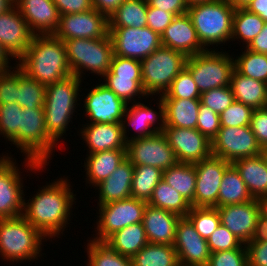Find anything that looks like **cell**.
<instances>
[{
    "label": "cell",
    "instance_id": "1",
    "mask_svg": "<svg viewBox=\"0 0 267 266\" xmlns=\"http://www.w3.org/2000/svg\"><path fill=\"white\" fill-rule=\"evenodd\" d=\"M67 181L60 178L38 190L32 200L29 199L27 203L24 200L22 216L45 237H58L69 224L70 208L76 195L71 192V185Z\"/></svg>",
    "mask_w": 267,
    "mask_h": 266
},
{
    "label": "cell",
    "instance_id": "2",
    "mask_svg": "<svg viewBox=\"0 0 267 266\" xmlns=\"http://www.w3.org/2000/svg\"><path fill=\"white\" fill-rule=\"evenodd\" d=\"M16 65L29 77L48 86L72 74L64 41L54 34L34 35Z\"/></svg>",
    "mask_w": 267,
    "mask_h": 266
},
{
    "label": "cell",
    "instance_id": "3",
    "mask_svg": "<svg viewBox=\"0 0 267 266\" xmlns=\"http://www.w3.org/2000/svg\"><path fill=\"white\" fill-rule=\"evenodd\" d=\"M81 78L71 74L46 86L44 114L49 136L57 142L64 133L76 107Z\"/></svg>",
    "mask_w": 267,
    "mask_h": 266
},
{
    "label": "cell",
    "instance_id": "4",
    "mask_svg": "<svg viewBox=\"0 0 267 266\" xmlns=\"http://www.w3.org/2000/svg\"><path fill=\"white\" fill-rule=\"evenodd\" d=\"M235 9L228 0H214L188 8L192 24L202 46L225 43L231 39Z\"/></svg>",
    "mask_w": 267,
    "mask_h": 266
},
{
    "label": "cell",
    "instance_id": "5",
    "mask_svg": "<svg viewBox=\"0 0 267 266\" xmlns=\"http://www.w3.org/2000/svg\"><path fill=\"white\" fill-rule=\"evenodd\" d=\"M55 144L46 129L43 107L23 108L20 113L19 148L27 157L28 170L44 168Z\"/></svg>",
    "mask_w": 267,
    "mask_h": 266
},
{
    "label": "cell",
    "instance_id": "6",
    "mask_svg": "<svg viewBox=\"0 0 267 266\" xmlns=\"http://www.w3.org/2000/svg\"><path fill=\"white\" fill-rule=\"evenodd\" d=\"M45 236L22 215L0 218V255L10 262L36 259Z\"/></svg>",
    "mask_w": 267,
    "mask_h": 266
},
{
    "label": "cell",
    "instance_id": "7",
    "mask_svg": "<svg viewBox=\"0 0 267 266\" xmlns=\"http://www.w3.org/2000/svg\"><path fill=\"white\" fill-rule=\"evenodd\" d=\"M64 43L72 74L81 78L82 69H87L104 76L110 70L114 52L109 34L100 39H68Z\"/></svg>",
    "mask_w": 267,
    "mask_h": 266
},
{
    "label": "cell",
    "instance_id": "8",
    "mask_svg": "<svg viewBox=\"0 0 267 266\" xmlns=\"http://www.w3.org/2000/svg\"><path fill=\"white\" fill-rule=\"evenodd\" d=\"M186 60L182 52L161 46L140 61L142 87L148 97L155 93L163 95L185 68Z\"/></svg>",
    "mask_w": 267,
    "mask_h": 266
},
{
    "label": "cell",
    "instance_id": "9",
    "mask_svg": "<svg viewBox=\"0 0 267 266\" xmlns=\"http://www.w3.org/2000/svg\"><path fill=\"white\" fill-rule=\"evenodd\" d=\"M211 50V51H210ZM185 68L190 72L200 93L230 85L234 58L214 49L187 57Z\"/></svg>",
    "mask_w": 267,
    "mask_h": 266
},
{
    "label": "cell",
    "instance_id": "10",
    "mask_svg": "<svg viewBox=\"0 0 267 266\" xmlns=\"http://www.w3.org/2000/svg\"><path fill=\"white\" fill-rule=\"evenodd\" d=\"M146 201L128 198L99 205L100 218L97 236L92 239L105 242L112 234L131 224L142 223Z\"/></svg>",
    "mask_w": 267,
    "mask_h": 266
},
{
    "label": "cell",
    "instance_id": "11",
    "mask_svg": "<svg viewBox=\"0 0 267 266\" xmlns=\"http://www.w3.org/2000/svg\"><path fill=\"white\" fill-rule=\"evenodd\" d=\"M212 155L227 162L257 156L262 153L250 125L221 127L211 141Z\"/></svg>",
    "mask_w": 267,
    "mask_h": 266
},
{
    "label": "cell",
    "instance_id": "12",
    "mask_svg": "<svg viewBox=\"0 0 267 266\" xmlns=\"http://www.w3.org/2000/svg\"><path fill=\"white\" fill-rule=\"evenodd\" d=\"M114 55L142 61L159 49L161 36L148 26L135 28H109Z\"/></svg>",
    "mask_w": 267,
    "mask_h": 266
},
{
    "label": "cell",
    "instance_id": "13",
    "mask_svg": "<svg viewBox=\"0 0 267 266\" xmlns=\"http://www.w3.org/2000/svg\"><path fill=\"white\" fill-rule=\"evenodd\" d=\"M103 77V84L127 104L132 100L135 103V96H147L142 87L139 60L113 55L110 70Z\"/></svg>",
    "mask_w": 267,
    "mask_h": 266
},
{
    "label": "cell",
    "instance_id": "14",
    "mask_svg": "<svg viewBox=\"0 0 267 266\" xmlns=\"http://www.w3.org/2000/svg\"><path fill=\"white\" fill-rule=\"evenodd\" d=\"M126 157L133 166H152L162 171L178 162L173 149L162 132L146 138L129 140Z\"/></svg>",
    "mask_w": 267,
    "mask_h": 266
},
{
    "label": "cell",
    "instance_id": "15",
    "mask_svg": "<svg viewBox=\"0 0 267 266\" xmlns=\"http://www.w3.org/2000/svg\"><path fill=\"white\" fill-rule=\"evenodd\" d=\"M109 34L108 18L94 8L83 13L60 15L54 33L62 41L68 39H100Z\"/></svg>",
    "mask_w": 267,
    "mask_h": 266
},
{
    "label": "cell",
    "instance_id": "16",
    "mask_svg": "<svg viewBox=\"0 0 267 266\" xmlns=\"http://www.w3.org/2000/svg\"><path fill=\"white\" fill-rule=\"evenodd\" d=\"M196 169L194 207H218V192L226 169L232 164L211 155L193 163Z\"/></svg>",
    "mask_w": 267,
    "mask_h": 266
},
{
    "label": "cell",
    "instance_id": "17",
    "mask_svg": "<svg viewBox=\"0 0 267 266\" xmlns=\"http://www.w3.org/2000/svg\"><path fill=\"white\" fill-rule=\"evenodd\" d=\"M182 163H196L212 155L211 141L196 128L164 127L162 132Z\"/></svg>",
    "mask_w": 267,
    "mask_h": 266
},
{
    "label": "cell",
    "instance_id": "18",
    "mask_svg": "<svg viewBox=\"0 0 267 266\" xmlns=\"http://www.w3.org/2000/svg\"><path fill=\"white\" fill-rule=\"evenodd\" d=\"M174 248L180 266H207L211 255L206 239H203L187 217L178 221Z\"/></svg>",
    "mask_w": 267,
    "mask_h": 266
},
{
    "label": "cell",
    "instance_id": "19",
    "mask_svg": "<svg viewBox=\"0 0 267 266\" xmlns=\"http://www.w3.org/2000/svg\"><path fill=\"white\" fill-rule=\"evenodd\" d=\"M0 158V218H13L23 213V184L12 157Z\"/></svg>",
    "mask_w": 267,
    "mask_h": 266
},
{
    "label": "cell",
    "instance_id": "20",
    "mask_svg": "<svg viewBox=\"0 0 267 266\" xmlns=\"http://www.w3.org/2000/svg\"><path fill=\"white\" fill-rule=\"evenodd\" d=\"M126 105L102 82L87 94L83 107L90 123L121 124Z\"/></svg>",
    "mask_w": 267,
    "mask_h": 266
},
{
    "label": "cell",
    "instance_id": "21",
    "mask_svg": "<svg viewBox=\"0 0 267 266\" xmlns=\"http://www.w3.org/2000/svg\"><path fill=\"white\" fill-rule=\"evenodd\" d=\"M220 223L233 233L239 241L247 244L255 231V226L260 215L256 199L241 203L217 207Z\"/></svg>",
    "mask_w": 267,
    "mask_h": 266
},
{
    "label": "cell",
    "instance_id": "22",
    "mask_svg": "<svg viewBox=\"0 0 267 266\" xmlns=\"http://www.w3.org/2000/svg\"><path fill=\"white\" fill-rule=\"evenodd\" d=\"M33 36L16 5L0 14V42L13 58L19 59L26 52Z\"/></svg>",
    "mask_w": 267,
    "mask_h": 266
},
{
    "label": "cell",
    "instance_id": "23",
    "mask_svg": "<svg viewBox=\"0 0 267 266\" xmlns=\"http://www.w3.org/2000/svg\"><path fill=\"white\" fill-rule=\"evenodd\" d=\"M163 47L182 52L190 57L206 51L198 39L196 30L187 13L175 16L161 35Z\"/></svg>",
    "mask_w": 267,
    "mask_h": 266
},
{
    "label": "cell",
    "instance_id": "24",
    "mask_svg": "<svg viewBox=\"0 0 267 266\" xmlns=\"http://www.w3.org/2000/svg\"><path fill=\"white\" fill-rule=\"evenodd\" d=\"M15 5L34 35L56 32L60 14L53 0H17Z\"/></svg>",
    "mask_w": 267,
    "mask_h": 266
},
{
    "label": "cell",
    "instance_id": "25",
    "mask_svg": "<svg viewBox=\"0 0 267 266\" xmlns=\"http://www.w3.org/2000/svg\"><path fill=\"white\" fill-rule=\"evenodd\" d=\"M180 218L176 213L147 204L142 223L148 243L174 245Z\"/></svg>",
    "mask_w": 267,
    "mask_h": 266
},
{
    "label": "cell",
    "instance_id": "26",
    "mask_svg": "<svg viewBox=\"0 0 267 266\" xmlns=\"http://www.w3.org/2000/svg\"><path fill=\"white\" fill-rule=\"evenodd\" d=\"M129 104L126 105L125 112L123 118L126 120L122 121V127H123V134L128 142L129 140H134V139H140V138H146L150 137L152 135H155L159 132H163V129L165 127V118H164V104L163 101L160 97L159 99V113L156 111L152 110L148 106H145L143 103H136L132 105V107H128ZM158 114H160L158 116ZM157 116L160 119V124L157 127H152L155 125L157 121ZM126 121H128V126H133L135 131L138 133L134 137H131V139H128L127 135V126H126Z\"/></svg>",
    "mask_w": 267,
    "mask_h": 266
},
{
    "label": "cell",
    "instance_id": "27",
    "mask_svg": "<svg viewBox=\"0 0 267 266\" xmlns=\"http://www.w3.org/2000/svg\"><path fill=\"white\" fill-rule=\"evenodd\" d=\"M81 135L89 148V154L105 150H126L127 141L122 124L87 123Z\"/></svg>",
    "mask_w": 267,
    "mask_h": 266
},
{
    "label": "cell",
    "instance_id": "28",
    "mask_svg": "<svg viewBox=\"0 0 267 266\" xmlns=\"http://www.w3.org/2000/svg\"><path fill=\"white\" fill-rule=\"evenodd\" d=\"M133 171L134 166L126 158L107 179L97 184L98 205L131 198Z\"/></svg>",
    "mask_w": 267,
    "mask_h": 266
},
{
    "label": "cell",
    "instance_id": "29",
    "mask_svg": "<svg viewBox=\"0 0 267 266\" xmlns=\"http://www.w3.org/2000/svg\"><path fill=\"white\" fill-rule=\"evenodd\" d=\"M232 164L239 171L253 199L267 194V159L263 153L238 159Z\"/></svg>",
    "mask_w": 267,
    "mask_h": 266
},
{
    "label": "cell",
    "instance_id": "30",
    "mask_svg": "<svg viewBox=\"0 0 267 266\" xmlns=\"http://www.w3.org/2000/svg\"><path fill=\"white\" fill-rule=\"evenodd\" d=\"M230 87L236 101L253 109L265 108L267 83L243 76L234 69Z\"/></svg>",
    "mask_w": 267,
    "mask_h": 266
},
{
    "label": "cell",
    "instance_id": "31",
    "mask_svg": "<svg viewBox=\"0 0 267 266\" xmlns=\"http://www.w3.org/2000/svg\"><path fill=\"white\" fill-rule=\"evenodd\" d=\"M165 127L196 128L200 99H162Z\"/></svg>",
    "mask_w": 267,
    "mask_h": 266
},
{
    "label": "cell",
    "instance_id": "32",
    "mask_svg": "<svg viewBox=\"0 0 267 266\" xmlns=\"http://www.w3.org/2000/svg\"><path fill=\"white\" fill-rule=\"evenodd\" d=\"M126 158V150H105L89 154L84 162L89 184L96 186L107 179Z\"/></svg>",
    "mask_w": 267,
    "mask_h": 266
},
{
    "label": "cell",
    "instance_id": "33",
    "mask_svg": "<svg viewBox=\"0 0 267 266\" xmlns=\"http://www.w3.org/2000/svg\"><path fill=\"white\" fill-rule=\"evenodd\" d=\"M113 250L132 258L148 244L143 223L131 224L112 234L106 241Z\"/></svg>",
    "mask_w": 267,
    "mask_h": 266
},
{
    "label": "cell",
    "instance_id": "34",
    "mask_svg": "<svg viewBox=\"0 0 267 266\" xmlns=\"http://www.w3.org/2000/svg\"><path fill=\"white\" fill-rule=\"evenodd\" d=\"M162 179L194 207L196 169L193 163L177 162L163 171Z\"/></svg>",
    "mask_w": 267,
    "mask_h": 266
},
{
    "label": "cell",
    "instance_id": "35",
    "mask_svg": "<svg viewBox=\"0 0 267 266\" xmlns=\"http://www.w3.org/2000/svg\"><path fill=\"white\" fill-rule=\"evenodd\" d=\"M253 200L242 180L239 171L231 164L225 171L219 192L218 207L241 204Z\"/></svg>",
    "mask_w": 267,
    "mask_h": 266
},
{
    "label": "cell",
    "instance_id": "36",
    "mask_svg": "<svg viewBox=\"0 0 267 266\" xmlns=\"http://www.w3.org/2000/svg\"><path fill=\"white\" fill-rule=\"evenodd\" d=\"M147 0H125L108 19L109 28L147 26Z\"/></svg>",
    "mask_w": 267,
    "mask_h": 266
},
{
    "label": "cell",
    "instance_id": "37",
    "mask_svg": "<svg viewBox=\"0 0 267 266\" xmlns=\"http://www.w3.org/2000/svg\"><path fill=\"white\" fill-rule=\"evenodd\" d=\"M131 259L133 266H180L173 245L148 243Z\"/></svg>",
    "mask_w": 267,
    "mask_h": 266
},
{
    "label": "cell",
    "instance_id": "38",
    "mask_svg": "<svg viewBox=\"0 0 267 266\" xmlns=\"http://www.w3.org/2000/svg\"><path fill=\"white\" fill-rule=\"evenodd\" d=\"M147 204L176 213L181 217H186L191 208V204L163 179L154 188Z\"/></svg>",
    "mask_w": 267,
    "mask_h": 266
},
{
    "label": "cell",
    "instance_id": "39",
    "mask_svg": "<svg viewBox=\"0 0 267 266\" xmlns=\"http://www.w3.org/2000/svg\"><path fill=\"white\" fill-rule=\"evenodd\" d=\"M163 178V171L157 167L134 166L131 184V197L148 202L154 188Z\"/></svg>",
    "mask_w": 267,
    "mask_h": 266
},
{
    "label": "cell",
    "instance_id": "40",
    "mask_svg": "<svg viewBox=\"0 0 267 266\" xmlns=\"http://www.w3.org/2000/svg\"><path fill=\"white\" fill-rule=\"evenodd\" d=\"M265 21L257 14L249 12L246 8L235 9L233 16L232 35L234 41L239 38L246 42V47L263 29Z\"/></svg>",
    "mask_w": 267,
    "mask_h": 266
},
{
    "label": "cell",
    "instance_id": "41",
    "mask_svg": "<svg viewBox=\"0 0 267 266\" xmlns=\"http://www.w3.org/2000/svg\"><path fill=\"white\" fill-rule=\"evenodd\" d=\"M46 86L26 75L18 68L17 103L22 108H40L44 106Z\"/></svg>",
    "mask_w": 267,
    "mask_h": 266
},
{
    "label": "cell",
    "instance_id": "42",
    "mask_svg": "<svg viewBox=\"0 0 267 266\" xmlns=\"http://www.w3.org/2000/svg\"><path fill=\"white\" fill-rule=\"evenodd\" d=\"M91 241V242H90ZM87 266H133L132 259L113 250L107 243L90 240Z\"/></svg>",
    "mask_w": 267,
    "mask_h": 266
},
{
    "label": "cell",
    "instance_id": "43",
    "mask_svg": "<svg viewBox=\"0 0 267 266\" xmlns=\"http://www.w3.org/2000/svg\"><path fill=\"white\" fill-rule=\"evenodd\" d=\"M237 58V59H236ZM234 60V69L243 76L267 83V55L248 49Z\"/></svg>",
    "mask_w": 267,
    "mask_h": 266
},
{
    "label": "cell",
    "instance_id": "44",
    "mask_svg": "<svg viewBox=\"0 0 267 266\" xmlns=\"http://www.w3.org/2000/svg\"><path fill=\"white\" fill-rule=\"evenodd\" d=\"M186 217L195 227L199 235L208 240L220 223V215L216 207H193Z\"/></svg>",
    "mask_w": 267,
    "mask_h": 266
},
{
    "label": "cell",
    "instance_id": "45",
    "mask_svg": "<svg viewBox=\"0 0 267 266\" xmlns=\"http://www.w3.org/2000/svg\"><path fill=\"white\" fill-rule=\"evenodd\" d=\"M22 107L17 103L0 105V135L19 149L20 113ZM5 135V136H4Z\"/></svg>",
    "mask_w": 267,
    "mask_h": 266
},
{
    "label": "cell",
    "instance_id": "46",
    "mask_svg": "<svg viewBox=\"0 0 267 266\" xmlns=\"http://www.w3.org/2000/svg\"><path fill=\"white\" fill-rule=\"evenodd\" d=\"M160 97L161 99H200L201 93L190 72L184 68Z\"/></svg>",
    "mask_w": 267,
    "mask_h": 266
},
{
    "label": "cell",
    "instance_id": "47",
    "mask_svg": "<svg viewBox=\"0 0 267 266\" xmlns=\"http://www.w3.org/2000/svg\"><path fill=\"white\" fill-rule=\"evenodd\" d=\"M253 111L252 107L235 100L219 115L221 127L250 125Z\"/></svg>",
    "mask_w": 267,
    "mask_h": 266
},
{
    "label": "cell",
    "instance_id": "48",
    "mask_svg": "<svg viewBox=\"0 0 267 266\" xmlns=\"http://www.w3.org/2000/svg\"><path fill=\"white\" fill-rule=\"evenodd\" d=\"M200 101L220 115L235 101V98L229 85L202 92Z\"/></svg>",
    "mask_w": 267,
    "mask_h": 266
},
{
    "label": "cell",
    "instance_id": "49",
    "mask_svg": "<svg viewBox=\"0 0 267 266\" xmlns=\"http://www.w3.org/2000/svg\"><path fill=\"white\" fill-rule=\"evenodd\" d=\"M207 266H248L246 245L232 250L212 252Z\"/></svg>",
    "mask_w": 267,
    "mask_h": 266
},
{
    "label": "cell",
    "instance_id": "50",
    "mask_svg": "<svg viewBox=\"0 0 267 266\" xmlns=\"http://www.w3.org/2000/svg\"><path fill=\"white\" fill-rule=\"evenodd\" d=\"M220 128L219 114L200 102L196 129L212 141Z\"/></svg>",
    "mask_w": 267,
    "mask_h": 266
},
{
    "label": "cell",
    "instance_id": "51",
    "mask_svg": "<svg viewBox=\"0 0 267 266\" xmlns=\"http://www.w3.org/2000/svg\"><path fill=\"white\" fill-rule=\"evenodd\" d=\"M210 252L232 250L244 245L224 225L220 224L207 240Z\"/></svg>",
    "mask_w": 267,
    "mask_h": 266
},
{
    "label": "cell",
    "instance_id": "52",
    "mask_svg": "<svg viewBox=\"0 0 267 266\" xmlns=\"http://www.w3.org/2000/svg\"><path fill=\"white\" fill-rule=\"evenodd\" d=\"M0 71V105L17 102L18 67Z\"/></svg>",
    "mask_w": 267,
    "mask_h": 266
},
{
    "label": "cell",
    "instance_id": "53",
    "mask_svg": "<svg viewBox=\"0 0 267 266\" xmlns=\"http://www.w3.org/2000/svg\"><path fill=\"white\" fill-rule=\"evenodd\" d=\"M258 145L263 150L267 147V108L254 109L250 122Z\"/></svg>",
    "mask_w": 267,
    "mask_h": 266
},
{
    "label": "cell",
    "instance_id": "54",
    "mask_svg": "<svg viewBox=\"0 0 267 266\" xmlns=\"http://www.w3.org/2000/svg\"><path fill=\"white\" fill-rule=\"evenodd\" d=\"M175 15L171 12H165L161 9L148 5L147 9V26L160 36L165 29L171 24Z\"/></svg>",
    "mask_w": 267,
    "mask_h": 266
},
{
    "label": "cell",
    "instance_id": "55",
    "mask_svg": "<svg viewBox=\"0 0 267 266\" xmlns=\"http://www.w3.org/2000/svg\"><path fill=\"white\" fill-rule=\"evenodd\" d=\"M248 266H267V241L246 244Z\"/></svg>",
    "mask_w": 267,
    "mask_h": 266
},
{
    "label": "cell",
    "instance_id": "56",
    "mask_svg": "<svg viewBox=\"0 0 267 266\" xmlns=\"http://www.w3.org/2000/svg\"><path fill=\"white\" fill-rule=\"evenodd\" d=\"M60 15L83 13L93 9L92 0H53Z\"/></svg>",
    "mask_w": 267,
    "mask_h": 266
},
{
    "label": "cell",
    "instance_id": "57",
    "mask_svg": "<svg viewBox=\"0 0 267 266\" xmlns=\"http://www.w3.org/2000/svg\"><path fill=\"white\" fill-rule=\"evenodd\" d=\"M147 3L151 7L171 12L175 16L187 13L189 8L186 0H147Z\"/></svg>",
    "mask_w": 267,
    "mask_h": 266
},
{
    "label": "cell",
    "instance_id": "58",
    "mask_svg": "<svg viewBox=\"0 0 267 266\" xmlns=\"http://www.w3.org/2000/svg\"><path fill=\"white\" fill-rule=\"evenodd\" d=\"M125 0H92V7L108 19Z\"/></svg>",
    "mask_w": 267,
    "mask_h": 266
},
{
    "label": "cell",
    "instance_id": "59",
    "mask_svg": "<svg viewBox=\"0 0 267 266\" xmlns=\"http://www.w3.org/2000/svg\"><path fill=\"white\" fill-rule=\"evenodd\" d=\"M245 48L255 53L267 55V22H265L263 29L257 37Z\"/></svg>",
    "mask_w": 267,
    "mask_h": 266
},
{
    "label": "cell",
    "instance_id": "60",
    "mask_svg": "<svg viewBox=\"0 0 267 266\" xmlns=\"http://www.w3.org/2000/svg\"><path fill=\"white\" fill-rule=\"evenodd\" d=\"M250 241L253 242H263L267 241V218L259 215L254 234Z\"/></svg>",
    "mask_w": 267,
    "mask_h": 266
},
{
    "label": "cell",
    "instance_id": "61",
    "mask_svg": "<svg viewBox=\"0 0 267 266\" xmlns=\"http://www.w3.org/2000/svg\"><path fill=\"white\" fill-rule=\"evenodd\" d=\"M246 9L251 13L259 15L267 22V0H252Z\"/></svg>",
    "mask_w": 267,
    "mask_h": 266
},
{
    "label": "cell",
    "instance_id": "62",
    "mask_svg": "<svg viewBox=\"0 0 267 266\" xmlns=\"http://www.w3.org/2000/svg\"><path fill=\"white\" fill-rule=\"evenodd\" d=\"M10 57L12 56L7 52L0 42V71L13 69L11 67L9 68L8 66L10 64Z\"/></svg>",
    "mask_w": 267,
    "mask_h": 266
},
{
    "label": "cell",
    "instance_id": "63",
    "mask_svg": "<svg viewBox=\"0 0 267 266\" xmlns=\"http://www.w3.org/2000/svg\"><path fill=\"white\" fill-rule=\"evenodd\" d=\"M256 200L259 205L260 215L267 218V194L261 197H258Z\"/></svg>",
    "mask_w": 267,
    "mask_h": 266
},
{
    "label": "cell",
    "instance_id": "64",
    "mask_svg": "<svg viewBox=\"0 0 267 266\" xmlns=\"http://www.w3.org/2000/svg\"><path fill=\"white\" fill-rule=\"evenodd\" d=\"M229 4L234 8H246L252 0H228Z\"/></svg>",
    "mask_w": 267,
    "mask_h": 266
},
{
    "label": "cell",
    "instance_id": "65",
    "mask_svg": "<svg viewBox=\"0 0 267 266\" xmlns=\"http://www.w3.org/2000/svg\"><path fill=\"white\" fill-rule=\"evenodd\" d=\"M15 5L12 0H0V14L7 12Z\"/></svg>",
    "mask_w": 267,
    "mask_h": 266
},
{
    "label": "cell",
    "instance_id": "66",
    "mask_svg": "<svg viewBox=\"0 0 267 266\" xmlns=\"http://www.w3.org/2000/svg\"><path fill=\"white\" fill-rule=\"evenodd\" d=\"M211 1H214V0H186L189 7L195 4L207 3Z\"/></svg>",
    "mask_w": 267,
    "mask_h": 266
},
{
    "label": "cell",
    "instance_id": "67",
    "mask_svg": "<svg viewBox=\"0 0 267 266\" xmlns=\"http://www.w3.org/2000/svg\"><path fill=\"white\" fill-rule=\"evenodd\" d=\"M262 153L264 154L265 158L267 159V147L263 149Z\"/></svg>",
    "mask_w": 267,
    "mask_h": 266
},
{
    "label": "cell",
    "instance_id": "68",
    "mask_svg": "<svg viewBox=\"0 0 267 266\" xmlns=\"http://www.w3.org/2000/svg\"><path fill=\"white\" fill-rule=\"evenodd\" d=\"M267 95V94H266ZM265 107L267 108V96H266V104H265Z\"/></svg>",
    "mask_w": 267,
    "mask_h": 266
}]
</instances>
